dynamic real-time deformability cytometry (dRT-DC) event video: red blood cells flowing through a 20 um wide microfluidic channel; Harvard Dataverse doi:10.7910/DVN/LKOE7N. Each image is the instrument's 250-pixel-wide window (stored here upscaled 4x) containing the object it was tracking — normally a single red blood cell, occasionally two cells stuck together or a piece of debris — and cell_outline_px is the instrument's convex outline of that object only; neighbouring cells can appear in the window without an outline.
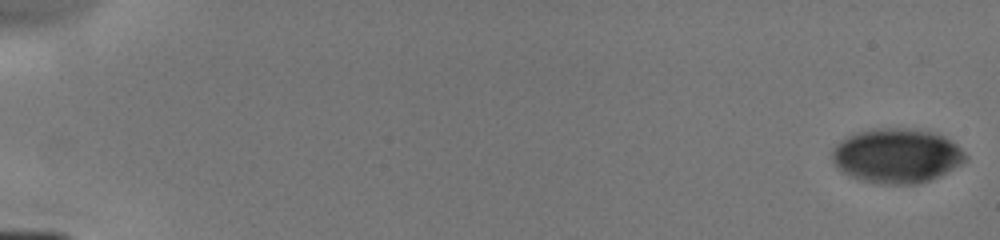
{"species": "human", "species_latin": "Homo sapiens", "temperature_condition": "cold", "stored_images_in_passage": 9, "camera_frame_rate_fps": 3000, "um_per_image_px": 0.085, "donor": {"sex": "male"}, "frame": {"image": 1, "passage_image": 1, "time_ms": 0.0, "image_size_px": [1000, 240], "cell_outline_px": [[968, 160], [940, 176], [916, 184], [876, 184], [860, 180], [840, 172], [836, 168], [832, 160], [832, 148], [840, 140], [856, 132], [880, 128], [904, 128], [936, 132], [944, 136], [956, 144], [968, 156]], "centroid_in_image_um": [76.2, 13.25], "position_along_channel_um": 8.8, "area_um2": 42.77}}
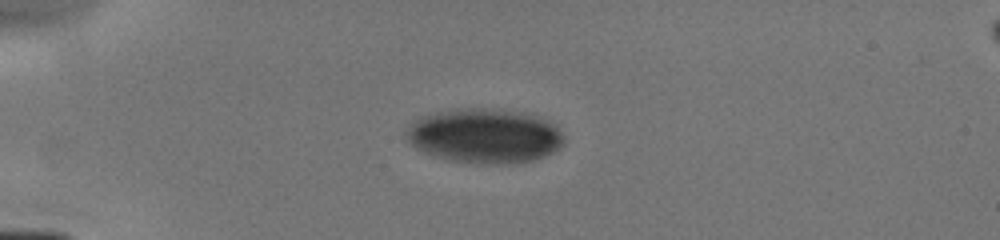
{"frame": {"image": 2, "passage_image": 6, "time_ms": 4.333, "image_size_px": [1000, 240], "cell_outline_px": [[564, 144], [560, 148], [544, 156], [532, 160], [516, 164], [488, 164], [452, 160], [436, 156], [416, 148], [404, 136], [404, 132], [408, 124], [420, 116], [436, 112], [456, 108], [484, 108], [524, 112], [548, 120], [556, 124], [564, 136]], "centroid_in_image_um": [41.2, 11.53], "position_along_channel_um": 43.8, "area_um2": 50.58}}
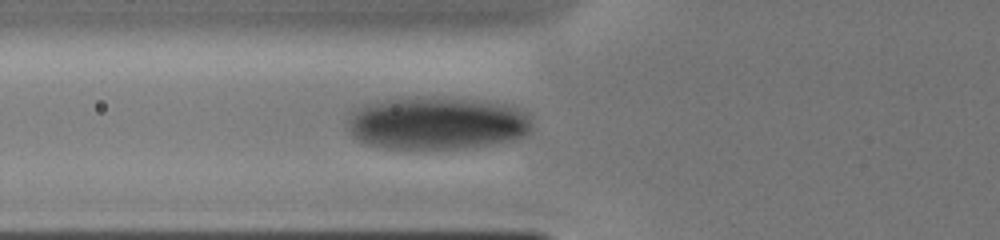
{"frame": {"image": 3, "passage_image": 8, "time_ms": 6.333, "image_size_px": [1000, 240], "cell_outline_px": [[532, 128], [524, 136], [516, 140], [468, 148], [384, 148], [368, 144], [356, 140], [348, 132], [348, 120], [352, 112], [356, 108], [364, 104], [384, 100], [416, 96], [444, 96], [488, 100], [512, 104], [528, 112], [532, 116]], "centroid_in_image_um": [37.22, 10.43], "position_along_channel_um": 88.6, "area_um2": 58.32}}